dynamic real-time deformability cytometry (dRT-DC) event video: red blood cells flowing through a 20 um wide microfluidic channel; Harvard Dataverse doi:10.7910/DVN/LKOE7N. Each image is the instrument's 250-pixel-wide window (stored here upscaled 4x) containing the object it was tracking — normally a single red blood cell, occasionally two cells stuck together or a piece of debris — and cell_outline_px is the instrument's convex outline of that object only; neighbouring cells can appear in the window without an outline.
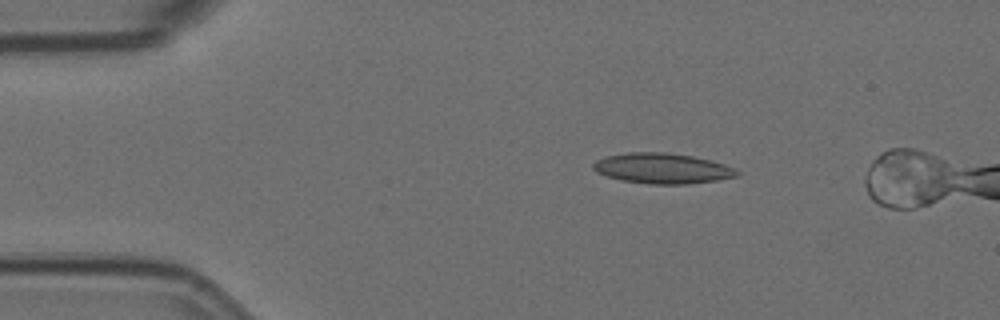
{"species": "Egyptian fruit bat (a non-hibernating species)", "species_latin": "Rousettus aegyptiacus", "temperature_condition": "room temperature", "stored_images_in_passage": 7, "camera_frame_rate_fps": 3000, "um_per_image_px": 0.085, "animal": {"sex": "female"}, "frame": {"image": 1, "passage_image": 3, "time_ms": 0.667, "image_size_px": [1000, 320], "cell_outline_px": [[740, 176], [716, 180], [688, 184], [648, 184], [620, 180], [596, 172], [592, 168], [592, 164], [596, 160], [608, 156], [628, 152], [668, 152], [692, 156], [712, 160], [724, 164], [740, 172]], "centroid_in_image_um": [56.3, 14.31], "position_along_channel_um": 28.7, "area_um2": 25.55}}
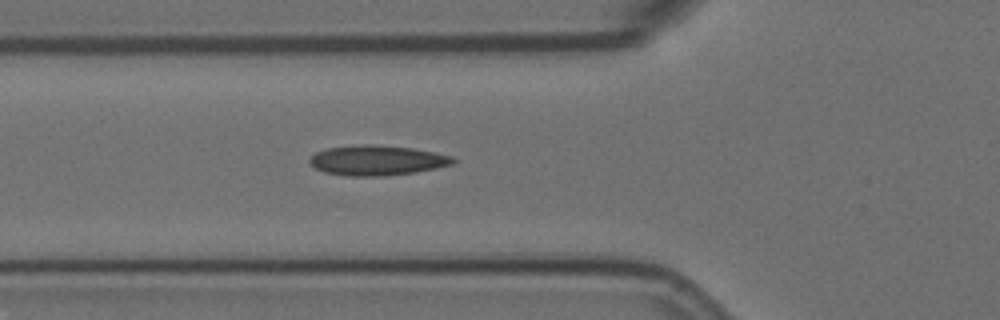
{"frame": {"image": 2, "passage_image": 6, "time_ms": 1.667, "image_size_px": [1000, 320], "cell_outline_px": [[456, 160], [452, 164], [416, 172], [380, 176], [348, 176], [324, 172], [316, 168], [308, 160], [316, 152], [328, 148], [412, 148], [436, 152], [452, 156]], "centroid_in_image_um": [32.09, 13.69], "position_along_channel_um": 93.7, "area_um2": 23.58}}